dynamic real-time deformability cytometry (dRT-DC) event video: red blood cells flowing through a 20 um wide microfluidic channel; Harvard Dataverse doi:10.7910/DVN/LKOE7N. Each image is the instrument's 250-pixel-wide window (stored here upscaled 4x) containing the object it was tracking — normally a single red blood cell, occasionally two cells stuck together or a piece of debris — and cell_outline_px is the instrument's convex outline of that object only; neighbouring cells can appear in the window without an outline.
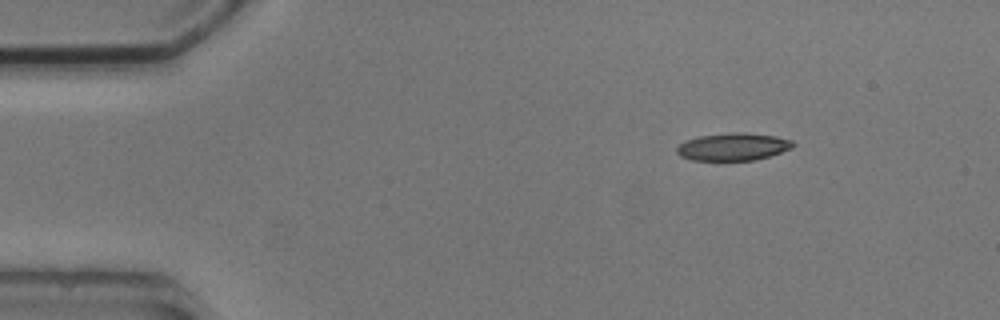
{"species": "common noctule bat (a hibernating species)", "species_latin": "Nyctalus noctula", "temperature_condition": "cold", "stored_images_in_passage": 2, "camera_frame_rate_fps": 3000, "um_per_image_px": 0.085, "animal": {"sex": "male", "body_mass_g": 20.5, "forearm_length_mm": 52.5}, "frame": {"image": 1, "passage_image": 2, "time_ms": 2.0, "image_size_px": [1000, 320], "cell_outline_px": [[796, 144], [792, 148], [768, 156], [752, 160], [692, 160], [680, 156], [676, 152], [676, 148], [680, 144], [688, 140], [700, 136], [732, 132], [744, 132], [776, 136], [792, 140]], "centroid_in_image_um": [62.33, 12.47], "position_along_channel_um": 22.7, "area_um2": 18.5}}